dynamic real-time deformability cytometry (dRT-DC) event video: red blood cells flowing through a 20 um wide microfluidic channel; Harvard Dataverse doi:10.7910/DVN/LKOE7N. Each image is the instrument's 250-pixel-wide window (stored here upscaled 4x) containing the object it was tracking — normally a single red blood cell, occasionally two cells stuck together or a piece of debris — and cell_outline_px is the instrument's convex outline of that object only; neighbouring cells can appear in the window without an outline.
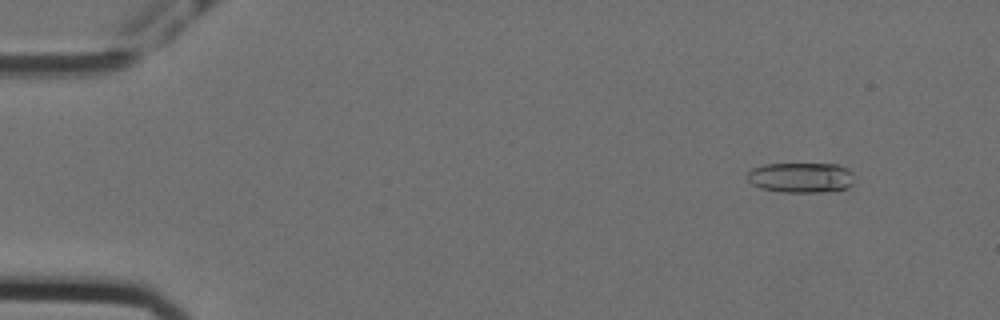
{"species": "Egyptian fruit bat (a non-hibernating species)", "species_latin": "Rousettus aegyptiacus", "temperature_condition": "cold", "stored_images_in_passage": 18, "camera_frame_rate_fps": 3000, "um_per_image_px": 0.085, "animal": {"sex": "female"}, "frame": {"image": 1, "passage_image": 6, "time_ms": 1.667, "image_size_px": [1000, 320], "cell_outline_px": [[852, 184], [848, 188], [816, 192], [784, 192], [760, 188], [752, 184], [748, 180], [748, 172], [752, 168], [764, 164], [836, 164], [848, 168], [852, 172]], "centroid_in_image_um": [68.07, 15.08], "position_along_channel_um": 16.9, "area_um2": 18.73}}
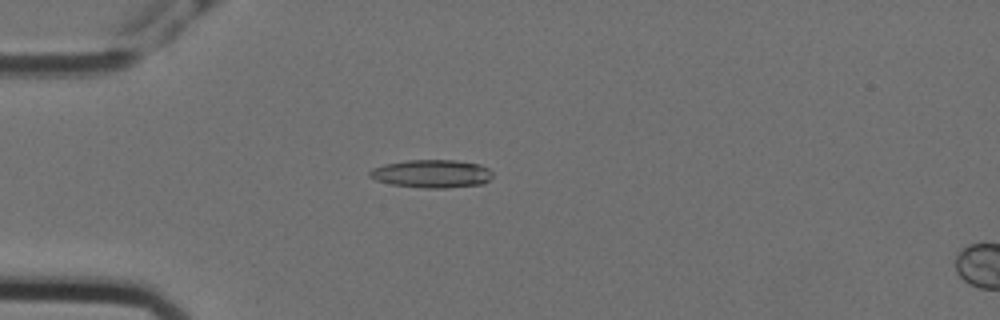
{"frame": {"image": 2, "passage_image": 16, "time_ms": 5.0, "image_size_px": [1000, 320], "cell_outline_px": [[492, 176], [484, 184], [444, 188], [424, 188], [392, 184], [376, 180], [368, 176], [368, 172], [372, 168], [384, 164], [408, 160], [456, 160], [480, 164], [488, 168], [492, 172]], "centroid_in_image_um": [36.7, 14.76], "position_along_channel_um": 48.3, "area_um2": 20.17}}